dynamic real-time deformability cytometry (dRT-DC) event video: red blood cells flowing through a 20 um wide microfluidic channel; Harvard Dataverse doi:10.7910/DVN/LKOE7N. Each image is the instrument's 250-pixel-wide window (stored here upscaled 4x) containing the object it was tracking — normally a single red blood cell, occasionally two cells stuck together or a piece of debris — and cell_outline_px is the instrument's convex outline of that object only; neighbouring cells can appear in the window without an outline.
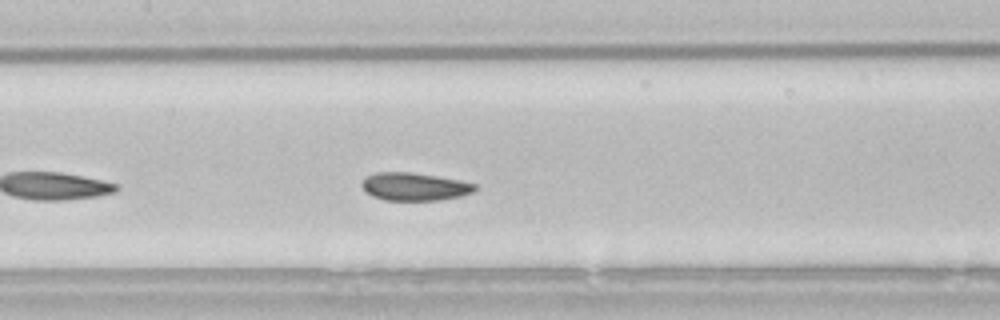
{"species": "common noctule bat (a hibernating species)", "species_latin": "Nyctalus noctula", "temperature_condition": "room temperature", "stored_images_in_passage": 40, "camera_frame_rate_fps": 3000, "um_per_image_px": 0.085, "animal": {"sex": "male", "body_mass_g": 21.5, "forearm_length_mm": 52.0}, "frame": {"image": 1, "passage_image": 12, "time_ms": 3.667, "image_size_px": [1000, 320], "cell_outline_px": [[476, 188], [472, 192], [460, 196], [440, 200], [384, 200], [372, 196], [364, 192], [360, 184], [364, 176], [376, 172], [412, 172], [460, 180], [476, 184]], "centroid_in_image_um": [35.16, 15.86], "position_along_channel_um": 172.2, "area_um2": 18.55}, "authors_computed_cell_mechanics": {"area_um2": 18.9295, "velocity_mm_per_s": 3.795, "shape_relaxation_time_tau1_ms": 5.2389, "shape_relaxation_time_tau2_ms": 10.2082, "deformation_change_tau1": 0.0992, "deformation_change_tau2": 0.1073}}